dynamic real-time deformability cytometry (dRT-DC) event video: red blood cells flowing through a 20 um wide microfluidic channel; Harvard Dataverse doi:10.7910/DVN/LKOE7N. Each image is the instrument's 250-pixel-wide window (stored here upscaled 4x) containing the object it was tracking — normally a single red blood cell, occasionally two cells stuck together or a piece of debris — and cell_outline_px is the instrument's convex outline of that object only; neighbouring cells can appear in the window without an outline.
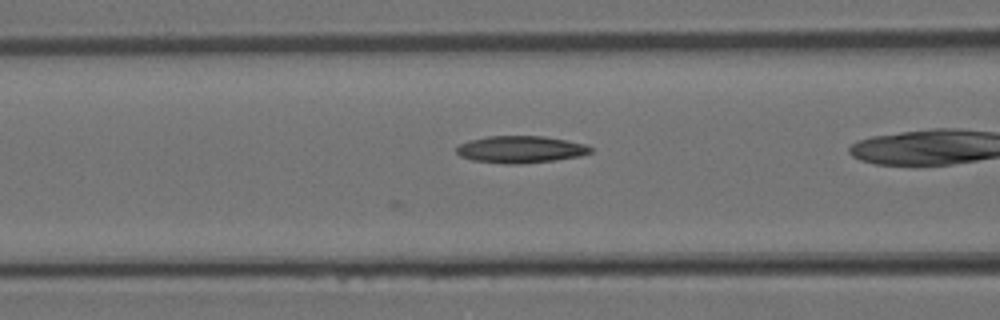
{"species": "Egyptian fruit bat (a non-hibernating species)", "species_latin": "Rousettus aegyptiacus", "temperature_condition": "room temperature", "stored_images_in_passage": 18, "camera_frame_rate_fps": 3000, "um_per_image_px": 0.085, "animal": {"sex": "female"}, "frame": {"image": 1, "passage_image": 4, "time_ms": 1.0, "image_size_px": [1000, 320], "cell_outline_px": [[592, 152], [580, 156], [556, 160], [520, 164], [504, 164], [472, 160], [460, 156], [456, 152], [456, 148], [460, 144], [468, 140], [488, 136], [544, 136], [584, 144], [592, 148]], "centroid_in_image_um": [44.22, 12.7], "position_along_channel_um": 122.4, "area_um2": 21.15}}
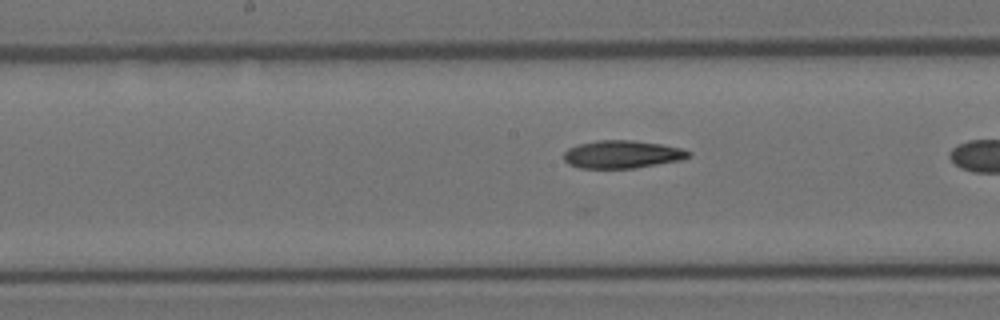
{"frame": {"image": 2, "passage_image": 8, "time_ms": 2.333, "image_size_px": [1000, 320], "cell_outline_px": [[692, 156], [680, 160], [636, 168], [580, 168], [568, 164], [564, 160], [564, 152], [568, 148], [580, 144], [596, 140], [632, 140], [660, 144], [680, 148], [692, 152]], "centroid_in_image_um": [52.88, 13.12], "position_along_channel_um": 195.3, "area_um2": 20.23}}
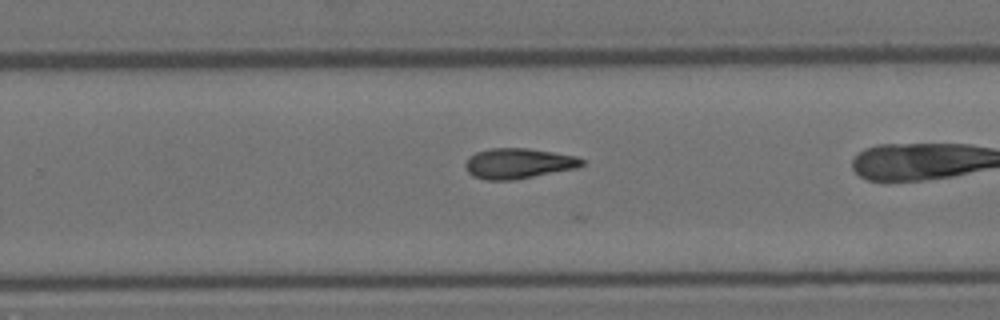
{"frame": {"image": 3, "passage_image": 13, "time_ms": 4.0, "image_size_px": [1000, 320], "cell_outline_px": [[584, 164], [576, 168], [512, 180], [484, 180], [472, 176], [468, 172], [464, 164], [476, 152], [492, 148], [528, 148], [576, 156], [584, 160]], "centroid_in_image_um": [44.05, 13.89], "position_along_channel_um": 285.7, "area_um2": 20.4}}